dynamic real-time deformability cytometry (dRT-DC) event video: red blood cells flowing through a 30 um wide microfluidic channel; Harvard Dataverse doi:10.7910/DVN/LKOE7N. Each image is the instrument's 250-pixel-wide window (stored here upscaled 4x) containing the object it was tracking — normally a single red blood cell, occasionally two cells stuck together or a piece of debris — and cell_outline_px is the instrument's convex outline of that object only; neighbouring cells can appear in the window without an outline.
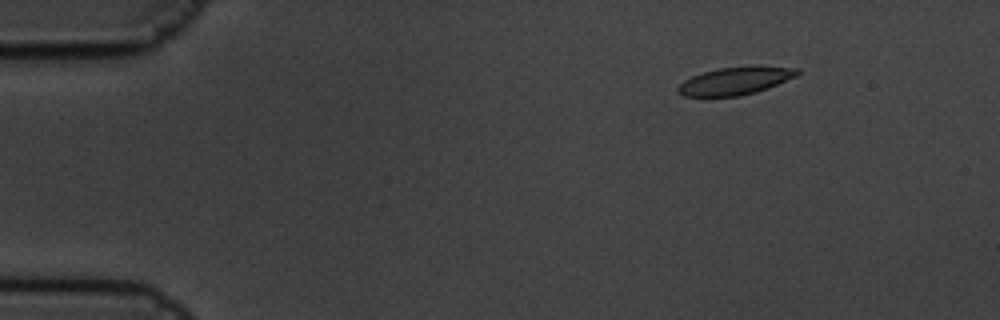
{"species": "common noctule bat (a hibernating species)", "species_latin": "Nyctalus noctula", "temperature_condition": "cold", "stored_images_in_passage": 5, "segment_of_instrument_passage": [2, 2], "camera_frame_rate_fps": 3000, "um_per_image_px": 0.085, "animal": {"sex": "male", "body_mass_g": 19.5, "forearm_length_mm": 54.6}, "frame": {"image": 1, "passage_image": 5, "time_ms": 1.333, "image_size_px": [1000, 320], "cell_outline_px": [[800, 72], [796, 76], [756, 92], [740, 96], [684, 96], [676, 92], [676, 88], [684, 80], [692, 76], [704, 72], [720, 68], [800, 68]], "centroid_in_image_um": [62.4, 6.92], "position_along_channel_um": 22.6, "area_um2": 18.38}}